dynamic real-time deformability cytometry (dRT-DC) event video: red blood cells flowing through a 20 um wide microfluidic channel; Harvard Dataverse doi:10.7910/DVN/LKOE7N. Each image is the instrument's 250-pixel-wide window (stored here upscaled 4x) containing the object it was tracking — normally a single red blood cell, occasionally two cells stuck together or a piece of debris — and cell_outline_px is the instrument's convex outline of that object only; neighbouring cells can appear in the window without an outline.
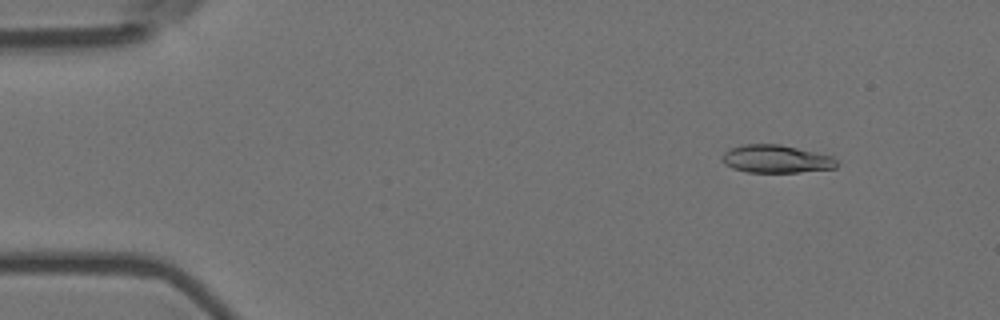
{"species": "Egyptian fruit bat (a non-hibernating species)", "species_latin": "Rousettus aegyptiacus", "temperature_condition": "room temperature", "stored_images_in_passage": 6, "camera_frame_rate_fps": 3000, "um_per_image_px": 0.085, "animal": {"sex": "female"}, "frame": {"image": 1, "passage_image": 2, "time_ms": 0.333, "image_size_px": [1000, 320], "cell_outline_px": [[836, 168], [800, 172], [748, 172], [732, 168], [724, 164], [720, 160], [720, 156], [728, 148], [744, 144], [780, 144], [832, 156], [836, 160]], "centroid_in_image_um": [65.9, 13.51], "position_along_channel_um": 19.1, "area_um2": 18.73}}
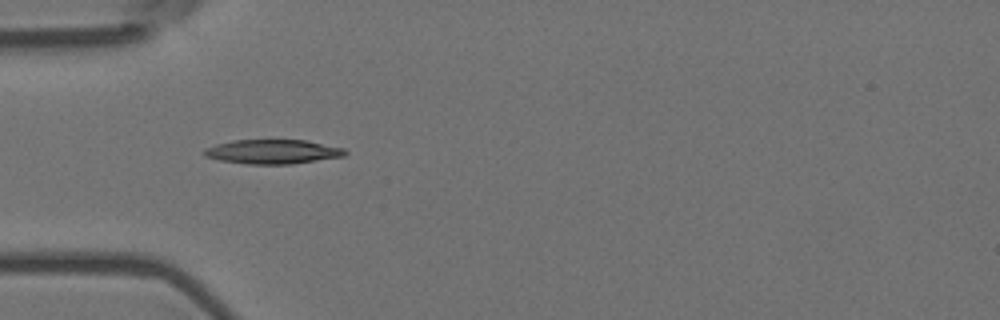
{"frame": {"image": 2, "passage_image": 5, "time_ms": 1.333, "image_size_px": [1000, 320], "cell_outline_px": [[348, 152], [344, 156], [292, 164], [248, 164], [220, 160], [204, 156], [200, 152], [204, 148], [216, 144], [232, 140], [308, 140], [344, 148]], "centroid_in_image_um": [23.15, 12.89], "position_along_channel_um": 61.8, "area_um2": 20.11}}
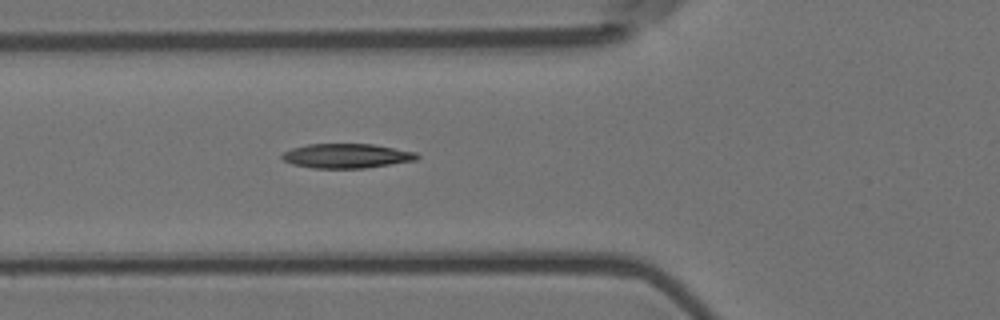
{"frame": {"image": 3, "passage_image": 6, "time_ms": 1.667, "image_size_px": [1000, 320], "cell_outline_px": [[420, 156], [416, 160], [364, 168], [312, 168], [292, 164], [284, 160], [280, 156], [284, 152], [292, 148], [308, 144], [372, 144], [416, 152]], "centroid_in_image_um": [29.45, 13.25], "position_along_channel_um": 96.4, "area_um2": 19.13}}